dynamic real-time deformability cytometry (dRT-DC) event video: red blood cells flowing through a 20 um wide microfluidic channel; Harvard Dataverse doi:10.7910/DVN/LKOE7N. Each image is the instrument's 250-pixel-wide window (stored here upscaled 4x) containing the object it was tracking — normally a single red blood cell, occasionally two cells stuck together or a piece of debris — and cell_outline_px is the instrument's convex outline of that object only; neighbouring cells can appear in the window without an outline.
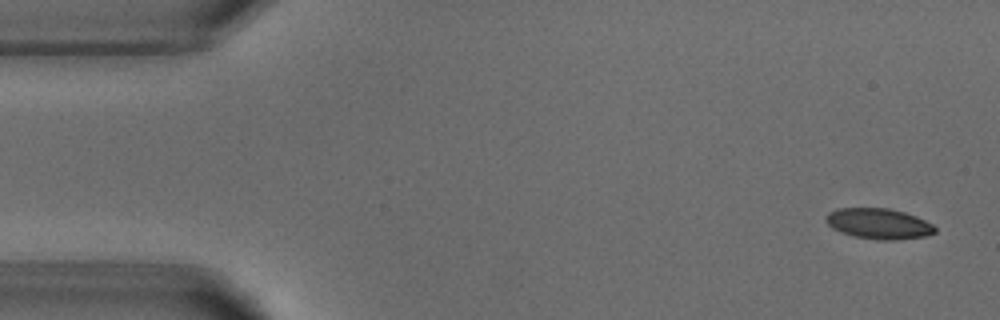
{"species": "common noctule bat (a hibernating species)", "species_latin": "Nyctalus noctula", "temperature_condition": "warm", "stored_images_in_passage": 5, "camera_frame_rate_fps": 3000, "um_per_image_px": 0.085, "animal": {"sex": "male", "body_mass_g": 18.8}, "frame": {"image": 1, "passage_image": 1, "time_ms": 0.0, "image_size_px": [1000, 320], "cell_outline_px": [[936, 232], [924, 236], [896, 240], [876, 240], [856, 236], [840, 232], [832, 228], [824, 220], [828, 212], [836, 208], [888, 208], [904, 212], [916, 216], [932, 224], [936, 228]], "centroid_in_image_um": [74.66, 19.01], "position_along_channel_um": 10.3, "area_um2": 19.48}}
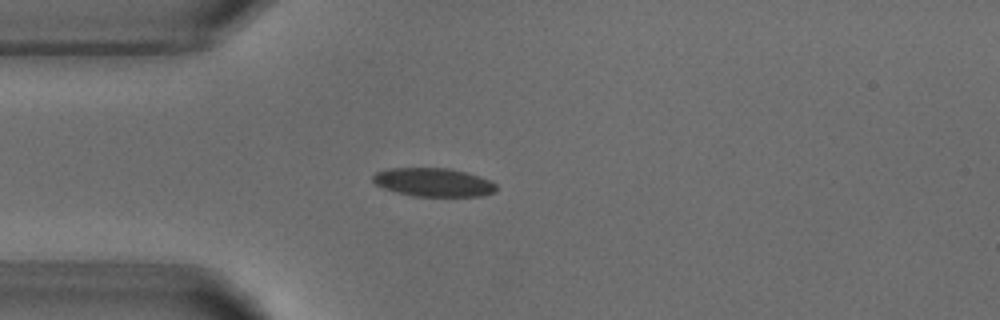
{"frame": {"image": 2, "passage_image": 4, "time_ms": 3.667, "image_size_px": [1000, 320], "cell_outline_px": [[496, 192], [480, 196], [412, 196], [396, 192], [384, 188], [376, 184], [372, 180], [372, 176], [376, 172], [384, 168], [448, 168], [468, 172], [492, 180], [496, 184]], "centroid_in_image_um": [36.85, 15.49], "position_along_channel_um": 48.1, "area_um2": 20.75}}